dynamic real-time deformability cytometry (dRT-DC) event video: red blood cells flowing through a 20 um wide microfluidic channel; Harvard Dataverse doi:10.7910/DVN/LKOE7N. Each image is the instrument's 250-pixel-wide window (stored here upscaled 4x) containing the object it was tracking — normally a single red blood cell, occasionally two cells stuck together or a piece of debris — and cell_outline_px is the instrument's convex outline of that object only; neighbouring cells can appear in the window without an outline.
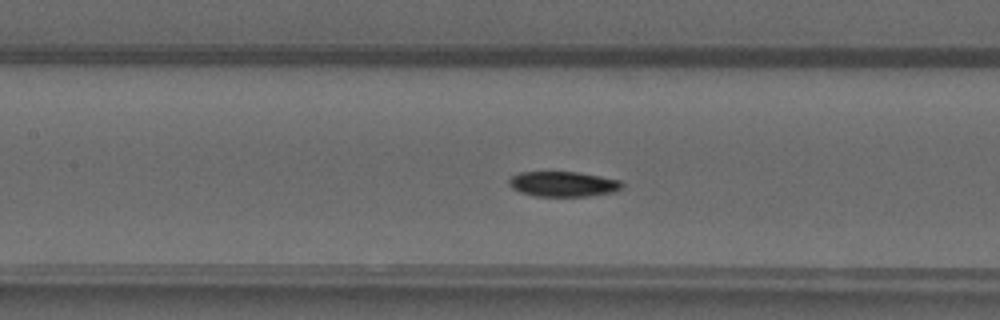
{"species": "common noctule bat (a hibernating species)", "species_latin": "Nyctalus noctula", "temperature_condition": "warm", "stored_images_in_passage": 48, "camera_frame_rate_fps": 3000, "um_per_image_px": 0.085, "animal": {"sex": "male", "forearm_length_mm": 52.5}, "frame": {"image": 1, "passage_image": 21, "time_ms": 6.667, "image_size_px": [1000, 320], "cell_outline_px": [[624, 188], [616, 192], [588, 196], [536, 196], [520, 192], [512, 188], [508, 184], [508, 180], [512, 176], [520, 172], [576, 172], [600, 176], [620, 180], [624, 184]], "centroid_in_image_um": [47.9, 15.65], "position_along_channel_um": 159.5, "area_um2": 16.7}}
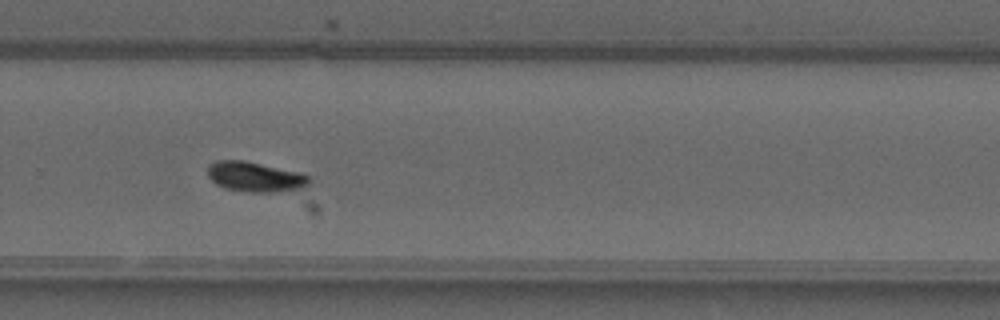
{"frame": {"image": 2, "passage_image": 32, "time_ms": 10.333, "image_size_px": [1000, 320], "cell_outline_px": [[308, 184], [304, 188], [272, 192], [248, 192], [224, 188], [216, 184], [208, 176], [208, 164], [216, 160], [244, 160], [300, 172], [308, 176]], "centroid_in_image_um": [21.65, 15.02], "position_along_channel_um": 308.2, "area_um2": 17.74}}
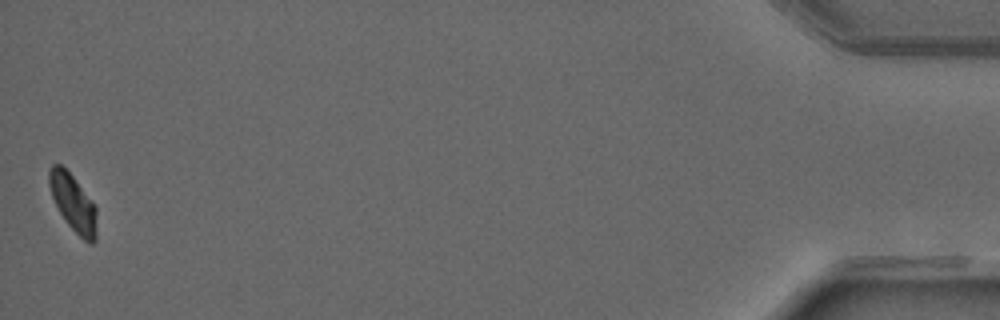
{"frame": {"image": 3, "passage_image": 48, "time_ms": 15.667, "image_size_px": [1000, 320], "cell_outline_px": [[96, 240], [92, 244], [88, 244], [64, 220], [52, 196], [48, 184], [48, 168], [52, 164], [60, 164], [72, 176], [96, 208]], "centroid_in_image_um": [6.19, 17.25], "position_along_channel_um": 429.0, "area_um2": 15.49}, "authors_computed_cell_mechanics": {"area_um2": 16.5308, "velocity_mm_per_s": 4.0725, "shape_relaxation_time_tau1_ms": 3.9718, "shape_relaxation_time_tau2_ms": null, "deformation_change_tau1": 0.1245, "deformation_change_tau2": null}}